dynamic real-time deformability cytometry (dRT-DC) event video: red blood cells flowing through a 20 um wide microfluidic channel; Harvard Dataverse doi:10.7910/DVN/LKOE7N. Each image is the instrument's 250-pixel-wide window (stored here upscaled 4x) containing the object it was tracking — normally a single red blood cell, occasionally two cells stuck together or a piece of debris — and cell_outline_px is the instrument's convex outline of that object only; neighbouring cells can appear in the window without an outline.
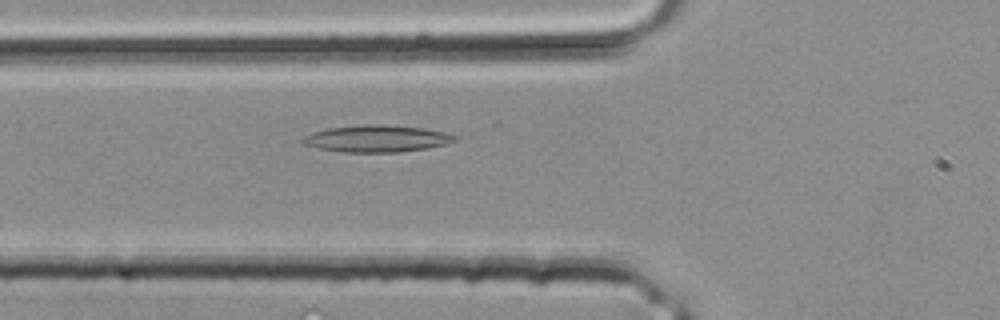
{"species": "common noctule bat (a hibernating species)", "species_latin": "Nyctalus noctula", "temperature_condition": "room temperature", "stored_images_in_passage": 26, "camera_frame_rate_fps": 3000, "um_per_image_px": 0.085, "animal": {"sex": "male", "body_mass_g": 20.4}, "frame": {"image": 1, "passage_image": 4, "time_ms": 1.0, "image_size_px": [1000, 320], "cell_outline_px": [[460, 140], [448, 144], [400, 152], [344, 152], [320, 148], [304, 144], [300, 140], [304, 136], [312, 132], [328, 128], [364, 124], [380, 124], [420, 128], [444, 132], [460, 136]], "centroid_in_image_um": [32.06, 11.78], "position_along_channel_um": 93.7, "area_um2": 23.81}}
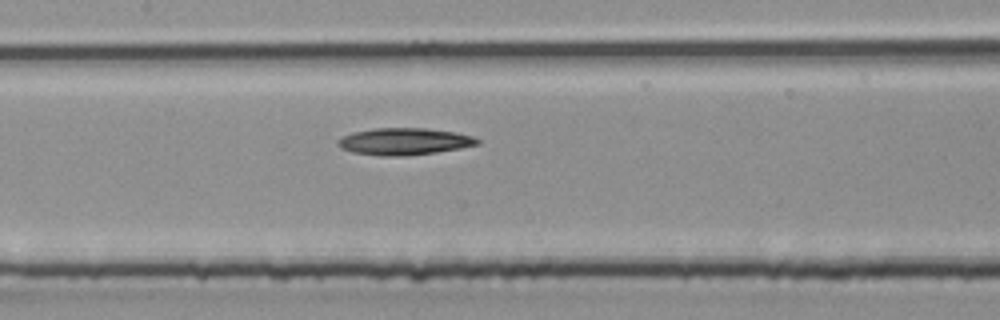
{"frame": {"image": 2, "passage_image": 8, "time_ms": 2.333, "image_size_px": [1000, 320], "cell_outline_px": [[480, 144], [460, 148], [436, 152], [400, 156], [384, 156], [352, 152], [340, 148], [336, 144], [336, 140], [344, 136], [356, 132], [376, 128], [428, 128], [452, 132], [472, 136], [480, 140]], "centroid_in_image_um": [34.35, 12.03], "position_along_channel_um": 173.1, "area_um2": 21.68}}
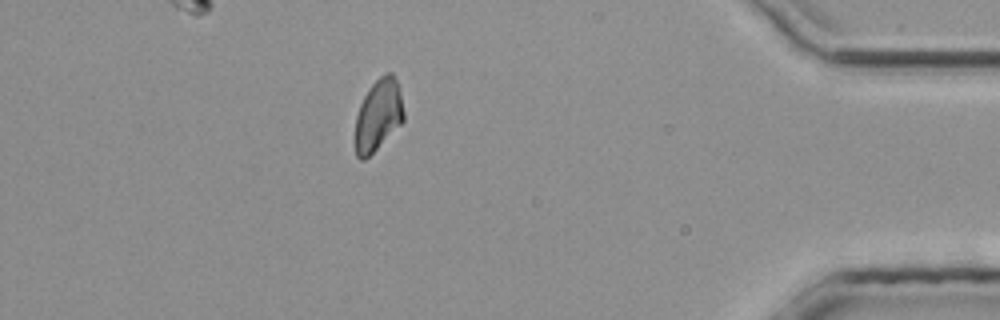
{"frame": {"image": 3, "passage_image": 22, "time_ms": 7.0, "image_size_px": [1000, 320], "cell_outline_px": [[404, 120], [364, 160], [360, 160], [356, 156], [356, 116], [360, 104], [368, 88], [384, 72], [392, 72], [396, 80], [400, 92], [404, 112]], "centroid_in_image_um": [32.15, 9.74], "position_along_channel_um": 403.1, "area_um2": 19.88}}